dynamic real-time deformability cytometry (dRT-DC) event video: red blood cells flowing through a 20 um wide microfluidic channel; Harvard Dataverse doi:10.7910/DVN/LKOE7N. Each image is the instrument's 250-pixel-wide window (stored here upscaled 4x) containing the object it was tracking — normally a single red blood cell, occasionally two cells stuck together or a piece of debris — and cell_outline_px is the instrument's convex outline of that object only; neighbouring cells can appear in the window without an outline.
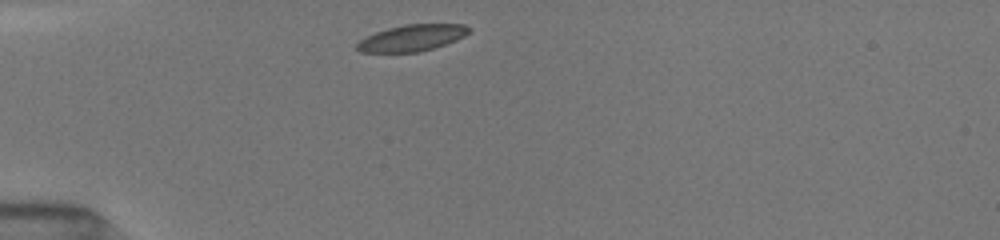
{"species": "common noctule bat (a hibernating species)", "species_latin": "Nyctalus noctula", "temperature_condition": "room temperature", "stored_images_in_passage": 39, "camera_frame_rate_fps": 3000, "um_per_image_px": 0.085, "animal": {"sex": "female", "body_mass_g": 19.5, "forearm_length_mm": 54.1}, "frame": {"image": 1, "passage_image": 1, "time_ms": 0.0, "image_size_px": [1000, 240], "cell_outline_px": [[472, 28], [464, 36], [456, 40], [420, 52], [360, 52], [356, 48], [356, 44], [360, 40], [376, 32], [388, 28], [404, 24], [464, 24]], "centroid_in_image_um": [35.02, 3.22], "position_along_channel_um": 50.0, "area_um2": 17.11}}
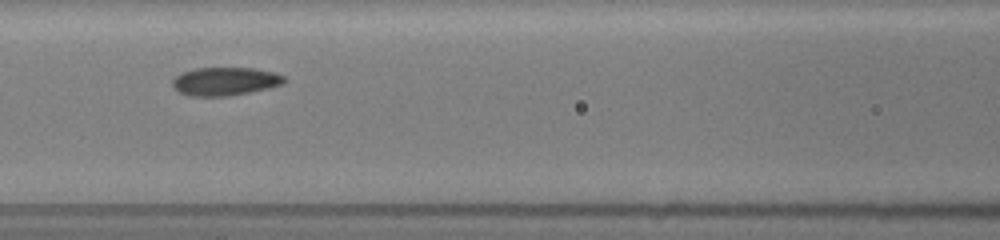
{"frame": {"image": 2, "passage_image": 8, "time_ms": 3.0, "image_size_px": [1000, 240], "cell_outline_px": [[288, 80], [284, 84], [268, 88], [228, 96], [188, 96], [172, 88], [172, 80], [180, 72], [196, 68], [256, 68], [276, 72], [284, 76]], "centroid_in_image_um": [19.14, 6.91], "position_along_channel_um": 147.5, "area_um2": 18.67}}
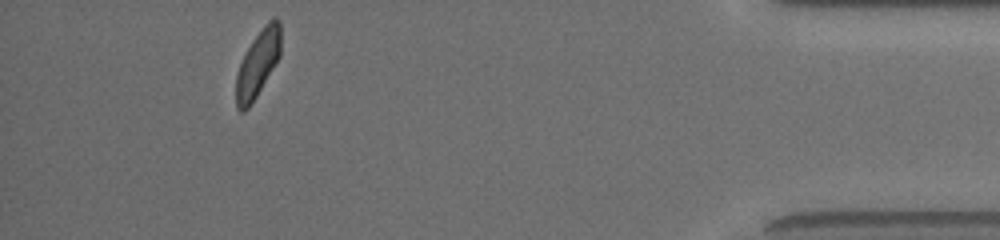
{"frame": {"image": 3, "passage_image": 33, "time_ms": 11.0, "image_size_px": [1000, 240], "cell_outline_px": [[280, 56], [256, 96], [248, 108], [244, 112], [240, 112], [236, 108], [236, 76], [240, 64], [252, 40], [264, 24], [272, 16], [276, 16], [280, 20]], "centroid_in_image_um": [21.92, 5.37], "position_along_channel_um": 413.3, "area_um2": 17.22}, "authors_computed_cell_mechanics": {"area_um2": 18.0914, "velocity_mm_per_s": 3.9774, "shape_relaxation_time_tau1_ms": 2.1744, "shape_relaxation_time_tau2_ms": 6.6389, "deformation_change_tau1": 0.0983, "deformation_change_tau2": 0.1345}}